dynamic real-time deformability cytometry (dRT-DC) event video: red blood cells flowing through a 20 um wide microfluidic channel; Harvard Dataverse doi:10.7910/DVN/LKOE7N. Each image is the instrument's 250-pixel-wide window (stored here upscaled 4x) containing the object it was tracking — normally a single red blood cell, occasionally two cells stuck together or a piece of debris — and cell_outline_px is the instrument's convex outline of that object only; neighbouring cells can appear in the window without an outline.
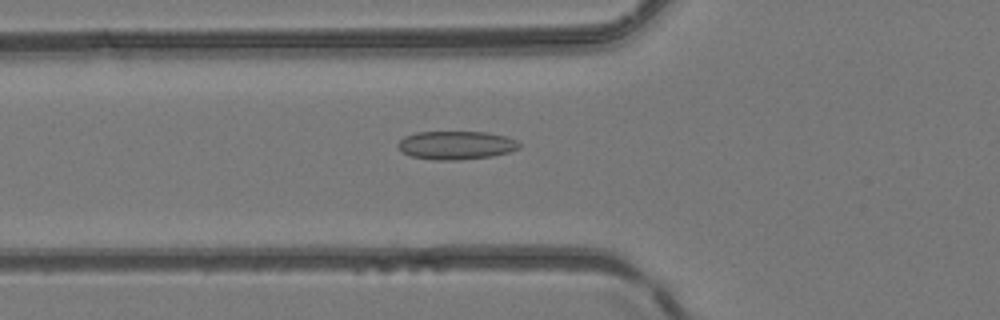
{"species": "common noctule bat (a hibernating species)", "species_latin": "Nyctalus noctula", "temperature_condition": "room temperature", "stored_images_in_passage": 33, "camera_frame_rate_fps": 3000, "um_per_image_px": 0.085, "animal": {"sex": "female", "body_mass_g": 24.6, "forearm_length_mm": 56.2}, "frame": {"image": 1, "passage_image": 3, "time_ms": 0.667, "image_size_px": [1000, 320], "cell_outline_px": [[520, 148], [508, 152], [492, 156], [456, 160], [436, 160], [412, 156], [400, 152], [396, 144], [404, 136], [416, 132], [488, 132], [504, 136], [516, 140], [520, 144]], "centroid_in_image_um": [38.73, 12.34], "position_along_channel_um": 87.1, "area_um2": 20.11}}
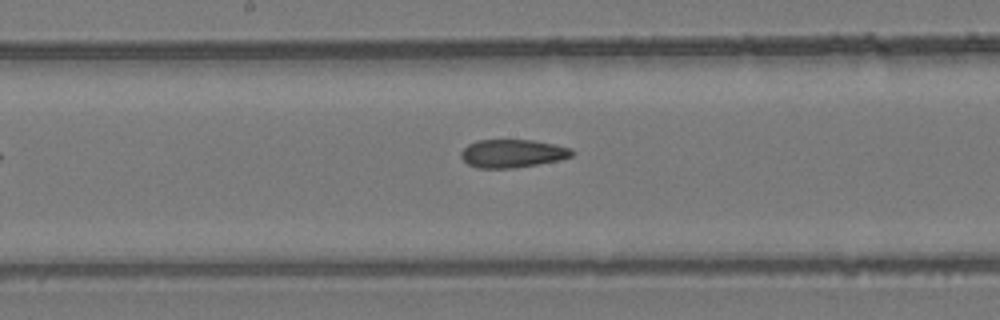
{"frame": {"image": 2, "passage_image": 11, "time_ms": 3.333, "image_size_px": [1000, 320], "cell_outline_px": [[576, 152], [572, 156], [560, 160], [516, 168], [476, 168], [468, 164], [460, 156], [460, 152], [468, 144], [476, 140], [532, 140], [572, 148]], "centroid_in_image_um": [43.56, 13.05], "position_along_channel_um": 204.6, "area_um2": 18.32}}
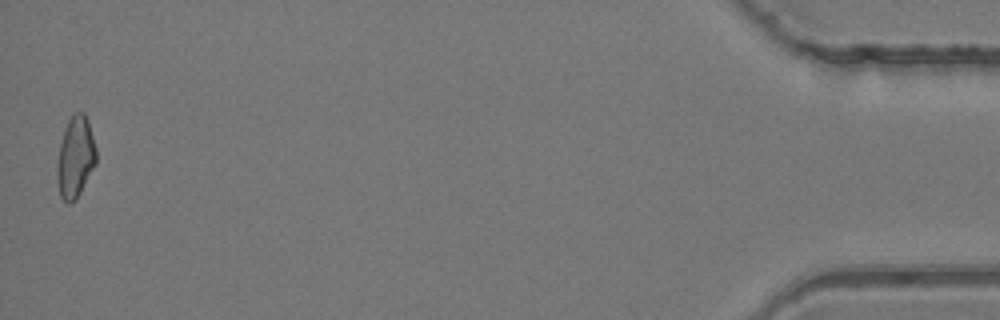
{"frame": {"image": 3, "passage_image": 33, "time_ms": 10.667, "image_size_px": [1000, 320], "cell_outline_px": [[96, 164], [76, 200], [68, 204], [60, 196], [56, 172], [56, 168], [60, 144], [64, 128], [72, 112], [84, 112], [88, 120], [96, 148]], "centroid_in_image_um": [6.41, 13.34], "position_along_channel_um": 428.8, "area_um2": 18.67}}